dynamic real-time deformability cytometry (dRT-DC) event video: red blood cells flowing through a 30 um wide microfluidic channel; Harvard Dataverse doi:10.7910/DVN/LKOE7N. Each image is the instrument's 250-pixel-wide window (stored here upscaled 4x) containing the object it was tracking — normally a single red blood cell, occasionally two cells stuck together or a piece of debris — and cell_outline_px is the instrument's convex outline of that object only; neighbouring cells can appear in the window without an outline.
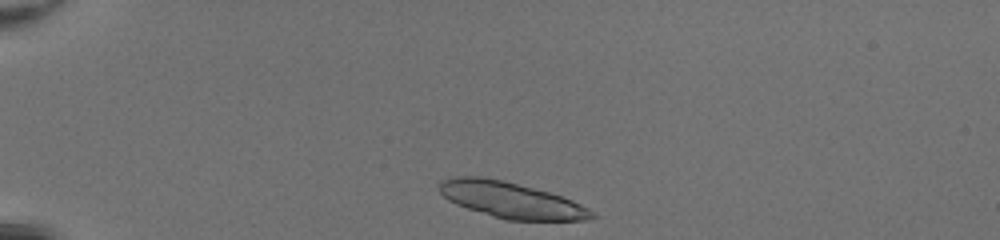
{"species": "common noctule bat (a hibernating species)", "species_latin": "Nyctalus noctula", "temperature_condition": "room temperature", "stored_images_in_passage": 37, "camera_frame_rate_fps": 3000, "um_per_image_px": 0.085, "animal": {"sex": "female", "body_mass_g": 20.0, "forearm_length_mm": 54.0}, "frame": {"image": 1, "passage_image": 1, "time_ms": 0.0, "image_size_px": [1000, 240], "cell_outline_px": [[596, 216], [588, 220], [504, 220], [456, 204], [448, 200], [436, 188], [440, 180], [452, 176], [480, 176], [504, 180], [548, 192], [572, 200], [588, 208]], "centroid_in_image_um": [43.37, 16.99], "position_along_channel_um": 41.6, "area_um2": 31.96}}
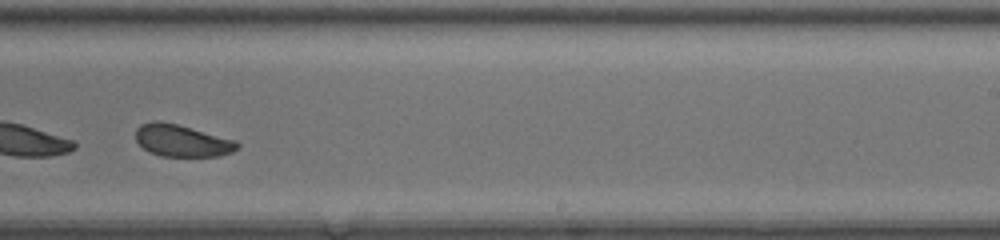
{"frame": {"image": 2, "passage_image": 22, "time_ms": 7.0, "image_size_px": [1000, 240], "cell_outline_px": [[240, 148], [232, 152], [220, 156], [160, 156], [148, 152], [136, 140], [136, 128], [140, 124], [152, 120], [160, 120], [176, 124], [236, 140], [240, 144]], "centroid_in_image_um": [15.46, 11.95], "position_along_channel_um": 273.5, "area_um2": 19.07}, "authors_computed_cell_mechanics": {"area_um2": 20.0566, "velocity_mm_per_s": 4.2503, "shape_relaxation_time_tau1_ms": 3.3383, "shape_relaxation_time_tau2_ms": 4.7647, "deformation_change_tau1": 0.0909, "deformation_change_tau2": 0.1078}}